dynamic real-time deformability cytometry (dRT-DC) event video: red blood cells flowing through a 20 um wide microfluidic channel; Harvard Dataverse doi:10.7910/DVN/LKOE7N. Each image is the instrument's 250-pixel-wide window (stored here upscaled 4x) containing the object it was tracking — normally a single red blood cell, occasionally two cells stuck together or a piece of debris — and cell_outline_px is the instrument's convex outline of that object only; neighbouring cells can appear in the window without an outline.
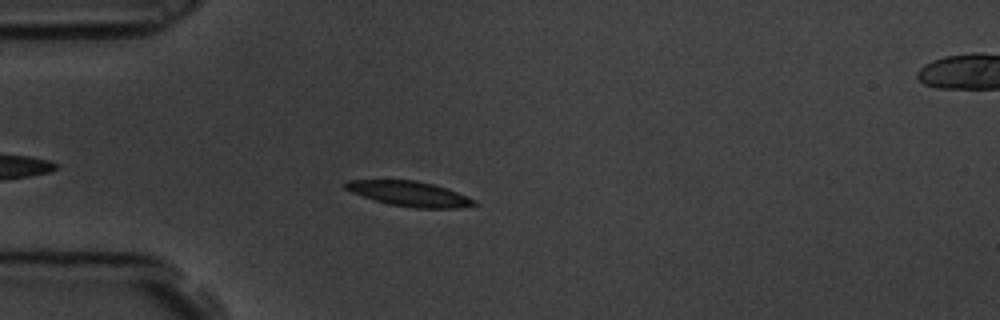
{"species": "common noctule bat (a hibernating species)", "species_latin": "Nyctalus noctula", "temperature_condition": "room temperature", "stored_images_in_passage": 6, "segment_of_instrument_passage": [1, 2], "camera_frame_rate_fps": 3000, "um_per_image_px": 0.085, "animal": {"sex": "male", "body_mass_g": 19.5, "forearm_length_mm": 54.6}, "frame": {"image": 1, "passage_image": 5, "time_ms": 1.333, "image_size_px": [1000, 320], "cell_outline_px": [[480, 204], [460, 208], [412, 208], [388, 204], [352, 192], [344, 188], [344, 184], [348, 180], [416, 180], [432, 184], [456, 192], [476, 200]], "centroid_in_image_um": [34.83, 16.48], "position_along_channel_um": 50.2, "area_um2": 18.61}}